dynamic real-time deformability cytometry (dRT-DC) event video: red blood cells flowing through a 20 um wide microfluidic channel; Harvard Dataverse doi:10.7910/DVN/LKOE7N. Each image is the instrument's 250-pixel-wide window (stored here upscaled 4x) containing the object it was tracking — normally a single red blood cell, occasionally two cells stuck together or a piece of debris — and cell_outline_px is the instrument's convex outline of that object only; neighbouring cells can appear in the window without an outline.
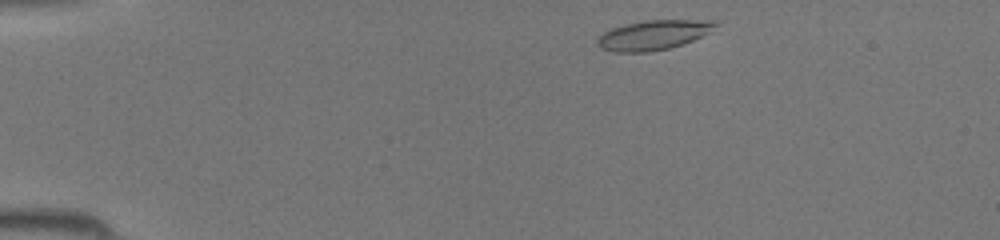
{"species": "common noctule bat (a hibernating species)", "species_latin": "Nyctalus noctula", "temperature_condition": "room temperature", "stored_images_in_passage": 37, "camera_frame_rate_fps": 3000, "um_per_image_px": 0.085, "animal": {"sex": "female", "body_mass_g": 19.5, "forearm_length_mm": 54.1}, "frame": {"image": 1, "passage_image": 1, "time_ms": 0.0, "image_size_px": [1000, 240], "cell_outline_px": [[720, 20], [716, 24], [700, 36], [692, 40], [668, 48], [648, 52], [612, 52], [600, 48], [596, 44], [596, 40], [604, 32], [612, 28], [624, 24], [644, 20]], "centroid_in_image_um": [55.45, 2.97], "position_along_channel_um": 29.6, "area_um2": 20.11}}
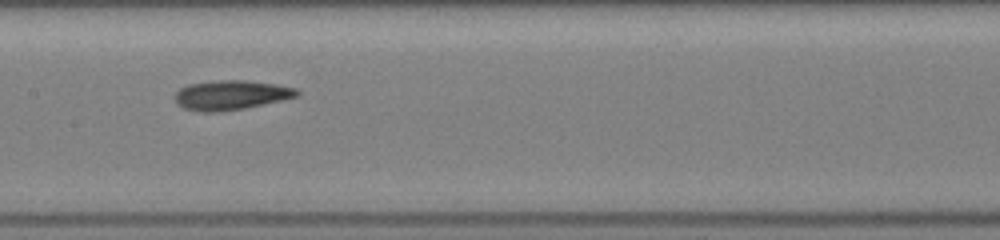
{"frame": {"image": 2, "passage_image": 16, "time_ms": 5.0, "image_size_px": [1000, 240], "cell_outline_px": [[300, 96], [244, 108], [220, 112], [200, 112], [184, 108], [176, 100], [176, 92], [180, 88], [188, 84], [220, 80], [244, 80], [272, 84], [296, 88], [300, 92]], "centroid_in_image_um": [19.64, 8.08], "position_along_channel_um": 187.8, "area_um2": 20.75}}
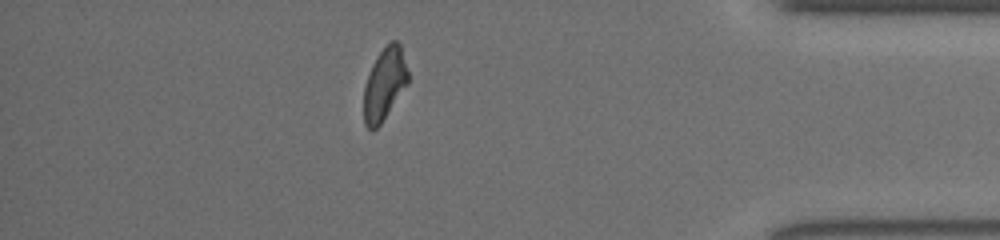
{"frame": {"image": 3, "passage_image": 32, "time_ms": 10.333, "image_size_px": [1000, 240], "cell_outline_px": [[408, 84], [380, 124], [372, 132], [364, 124], [364, 88], [372, 64], [380, 52], [392, 40], [396, 40], [400, 44], [408, 72]], "centroid_in_image_um": [32.68, 7.16], "position_along_channel_um": 402.5, "area_um2": 18.38}}